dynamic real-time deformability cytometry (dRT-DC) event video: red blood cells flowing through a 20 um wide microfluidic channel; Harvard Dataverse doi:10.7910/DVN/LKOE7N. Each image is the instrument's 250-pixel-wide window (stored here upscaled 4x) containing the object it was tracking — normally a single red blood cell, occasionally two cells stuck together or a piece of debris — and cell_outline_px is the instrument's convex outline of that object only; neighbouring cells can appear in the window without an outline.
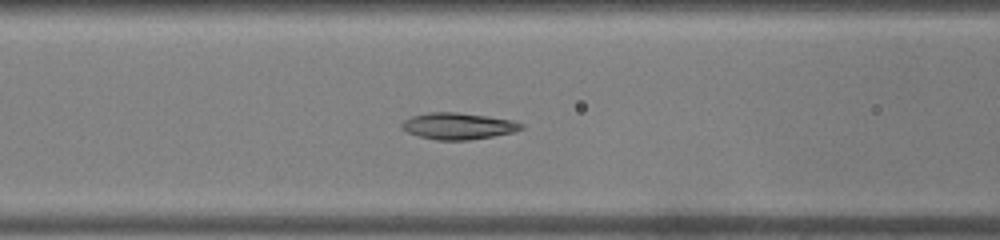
{"species": "common noctule bat (a hibernating species)", "species_latin": "Nyctalus noctula", "temperature_condition": "warm", "stored_images_in_passage": 42, "camera_frame_rate_fps": 3000, "um_per_image_px": 0.085, "animal": {"sex": "male", "body_mass_g": 19.0, "forearm_length_mm": 50.8}, "frame": {"image": 1, "passage_image": 14, "time_ms": 4.333, "image_size_px": [1000, 240], "cell_outline_px": [[524, 128], [512, 132], [492, 136], [468, 140], [436, 140], [420, 136], [408, 132], [400, 128], [400, 124], [404, 120], [412, 116], [428, 112], [456, 112], [488, 116], [512, 120], [524, 124]], "centroid_in_image_um": [38.92, 10.7], "position_along_channel_um": 127.7, "area_um2": 18.44}}
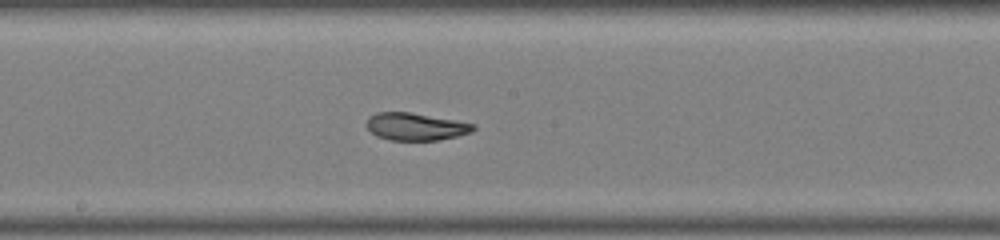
{"frame": {"image": 2, "passage_image": 20, "time_ms": 6.333, "image_size_px": [1000, 240], "cell_outline_px": [[476, 128], [472, 132], [456, 136], [436, 140], [388, 140], [376, 136], [364, 124], [368, 116], [376, 112], [408, 112], [456, 120], [476, 124]], "centroid_in_image_um": [35.3, 10.75], "position_along_channel_um": 212.9, "area_um2": 17.17}}
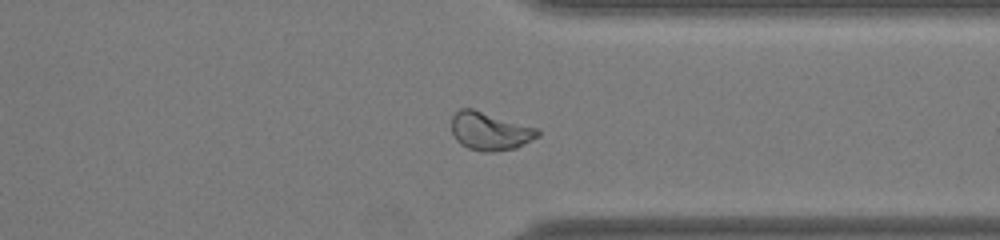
{"frame": {"image": 3, "passage_image": 31, "time_ms": 10.0, "image_size_px": [1000, 240], "cell_outline_px": [[540, 136], [516, 148], [496, 152], [480, 152], [468, 148], [460, 144], [456, 140], [452, 132], [452, 116], [460, 108], [472, 108], [540, 128]], "centroid_in_image_um": [41.67, 11.15], "position_along_channel_um": 369.7, "area_um2": 19.54}, "authors_computed_cell_mechanics": {"area_um2": 19.2185, "velocity_mm_per_s": 4.2836, "shape_relaxation_time_tau1_ms": null, "shape_relaxation_time_tau2_ms": 1.2994, "deformation_change_tau1": null, "deformation_change_tau2": 0.0545}}